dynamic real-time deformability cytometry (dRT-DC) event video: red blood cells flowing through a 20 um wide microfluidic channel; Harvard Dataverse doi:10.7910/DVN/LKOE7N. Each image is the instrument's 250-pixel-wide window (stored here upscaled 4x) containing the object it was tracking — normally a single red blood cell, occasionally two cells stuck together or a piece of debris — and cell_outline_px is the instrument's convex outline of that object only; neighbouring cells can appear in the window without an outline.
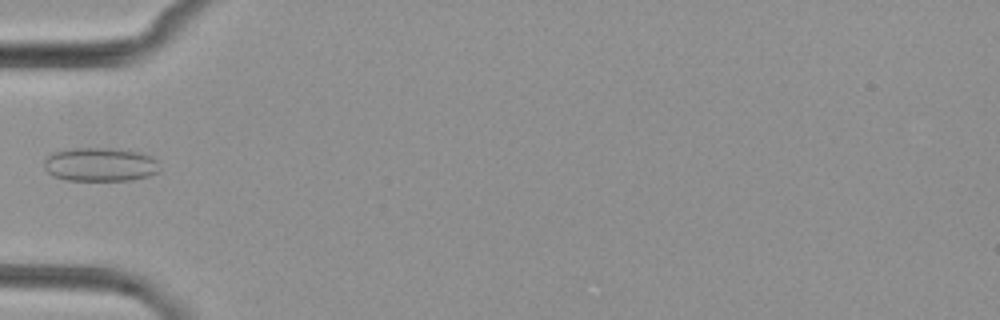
{"species": "common noctule bat (a hibernating species)", "species_latin": "Nyctalus noctula", "temperature_condition": "cold", "stored_images_in_passage": 6, "camera_frame_rate_fps": 3000, "um_per_image_px": 0.085, "animal": {"sex": "female", "body_mass_g": 29.2, "forearm_length_mm": 56.3}, "frame": {"image": 1, "passage_image": 6, "time_ms": 5.667, "image_size_px": [1000, 320], "cell_outline_px": [[160, 172], [148, 176], [132, 180], [68, 180], [52, 176], [44, 168], [44, 160], [52, 152], [64, 148], [120, 148], [140, 152], [156, 160], [160, 168]], "centroid_in_image_um": [8.5, 13.97], "position_along_channel_um": 76.5, "area_um2": 23.06}}